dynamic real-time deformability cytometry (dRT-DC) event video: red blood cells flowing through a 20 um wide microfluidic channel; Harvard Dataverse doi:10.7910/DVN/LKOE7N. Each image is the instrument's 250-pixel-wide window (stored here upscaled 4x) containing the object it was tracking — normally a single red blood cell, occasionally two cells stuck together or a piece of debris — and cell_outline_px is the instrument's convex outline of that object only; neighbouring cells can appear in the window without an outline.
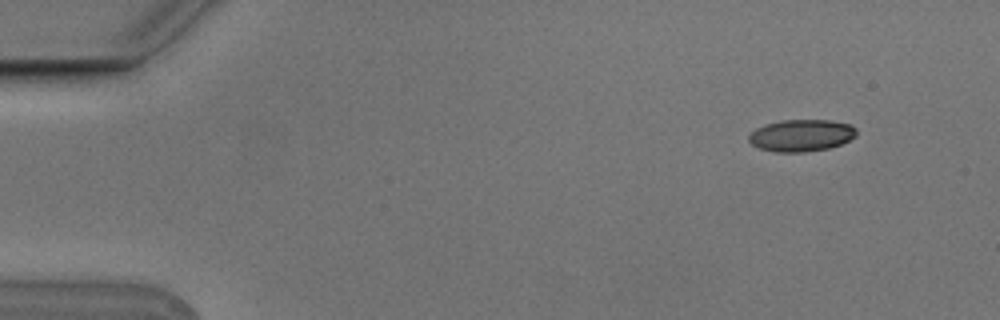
{"species": "Egyptian fruit bat (a non-hibernating species)", "species_latin": "Rousettus aegyptiacus", "temperature_condition": "cold", "stored_images_in_passage": 4, "camera_frame_rate_fps": 3000, "um_per_image_px": 0.085, "animal": {"sex": "male"}, "frame": {"image": 1, "passage_image": 1, "time_ms": 0.0, "image_size_px": [1000, 320], "cell_outline_px": [[856, 136], [840, 144], [828, 148], [804, 152], [772, 152], [760, 148], [752, 144], [748, 140], [748, 136], [756, 128], [764, 124], [780, 120], [828, 120], [852, 124], [856, 128]], "centroid_in_image_um": [68.1, 11.5], "position_along_channel_um": 16.9, "area_um2": 20.11}}
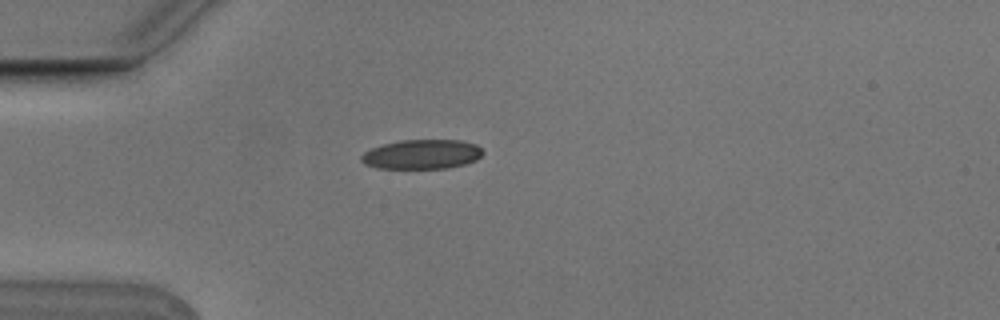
{"frame": {"image": 2, "passage_image": 4, "time_ms": 1.0, "image_size_px": [1000, 320], "cell_outline_px": [[484, 152], [476, 160], [464, 164], [448, 168], [376, 168], [364, 164], [360, 160], [360, 156], [364, 152], [372, 148], [384, 144], [400, 140], [464, 140], [476, 144]], "centroid_in_image_um": [35.85, 13.11], "position_along_channel_um": 49.1, "area_um2": 20.92}}